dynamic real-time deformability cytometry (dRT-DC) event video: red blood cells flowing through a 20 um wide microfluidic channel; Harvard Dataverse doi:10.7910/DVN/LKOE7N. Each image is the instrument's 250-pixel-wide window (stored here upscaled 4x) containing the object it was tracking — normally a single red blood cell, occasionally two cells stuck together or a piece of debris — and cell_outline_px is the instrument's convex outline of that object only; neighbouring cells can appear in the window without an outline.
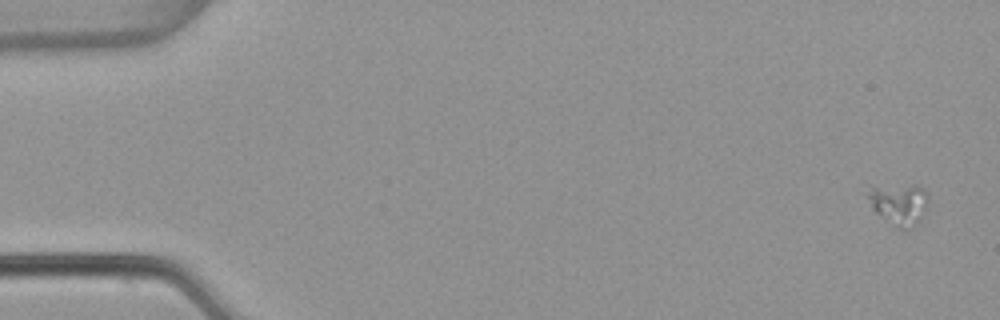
{"species": "common noctule bat (a hibernating species)", "species_latin": "Nyctalus noctula", "temperature_condition": "warm", "stored_images_in_passage": 5, "camera_frame_rate_fps": 3000, "um_per_image_px": 0.085, "animal": {"sex": "female", "body_mass_g": 22.7, "forearm_length_mm": 54.2}, "frame": {"image": 1, "passage_image": 1, "time_ms": 0.0, "image_size_px": [1000, 320], "cell_outline_px": [[928, 200], [920, 220], [912, 228], [900, 228], [876, 212], [872, 208], [864, 192], [872, 188], [912, 184], [916, 184], [924, 188], [928, 192]], "centroid_in_image_um": [76.44, 17.3], "position_along_channel_um": 8.6, "area_um2": 14.33}}
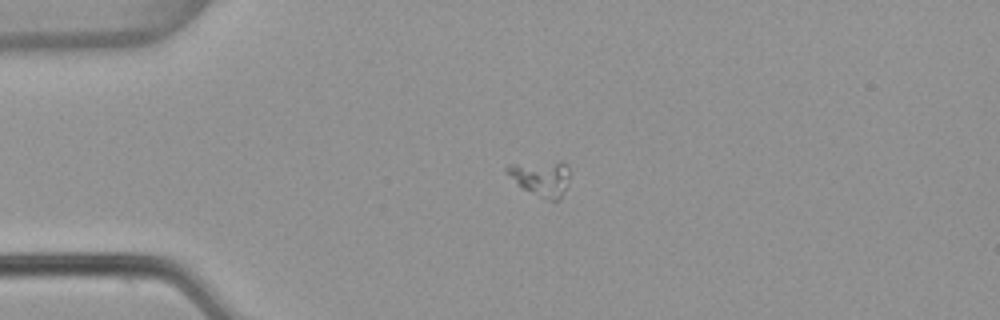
{"frame": {"image": 2, "passage_image": 4, "time_ms": 1.0, "image_size_px": [1000, 320], "cell_outline_px": [[568, 184], [560, 200], [548, 200], [520, 188], [504, 172], [504, 168], [512, 164], [568, 164]], "centroid_in_image_um": [45.94, 15.21], "position_along_channel_um": 39.1, "area_um2": 12.54}}